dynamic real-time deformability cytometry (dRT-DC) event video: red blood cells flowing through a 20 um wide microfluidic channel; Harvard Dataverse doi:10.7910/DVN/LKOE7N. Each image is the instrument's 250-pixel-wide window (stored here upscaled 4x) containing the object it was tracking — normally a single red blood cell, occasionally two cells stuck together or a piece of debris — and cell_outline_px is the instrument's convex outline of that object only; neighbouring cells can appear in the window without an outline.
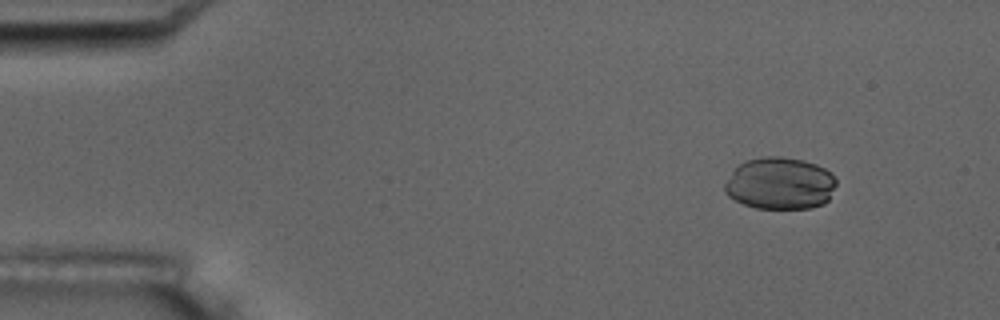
{"species": "common noctule bat (a hibernating species)", "species_latin": "Nyctalus noctula", "temperature_condition": "room temperature", "stored_images_in_passage": 5, "camera_frame_rate_fps": 3000, "um_per_image_px": 0.085, "animal": {"sex": "male", "body_mass_g": 17.5, "forearm_length_mm": 52.3}, "frame": {"image": 1, "passage_image": 2, "time_ms": 1.0, "image_size_px": [1000, 320], "cell_outline_px": [[836, 184], [828, 200], [824, 204], [808, 208], [756, 208], [744, 204], [728, 196], [724, 192], [724, 184], [732, 172], [740, 164], [748, 160], [764, 156], [780, 156], [804, 160], [816, 164], [832, 172], [836, 180]], "centroid_in_image_um": [66.31, 15.58], "position_along_channel_um": 18.7, "area_um2": 33.87}}